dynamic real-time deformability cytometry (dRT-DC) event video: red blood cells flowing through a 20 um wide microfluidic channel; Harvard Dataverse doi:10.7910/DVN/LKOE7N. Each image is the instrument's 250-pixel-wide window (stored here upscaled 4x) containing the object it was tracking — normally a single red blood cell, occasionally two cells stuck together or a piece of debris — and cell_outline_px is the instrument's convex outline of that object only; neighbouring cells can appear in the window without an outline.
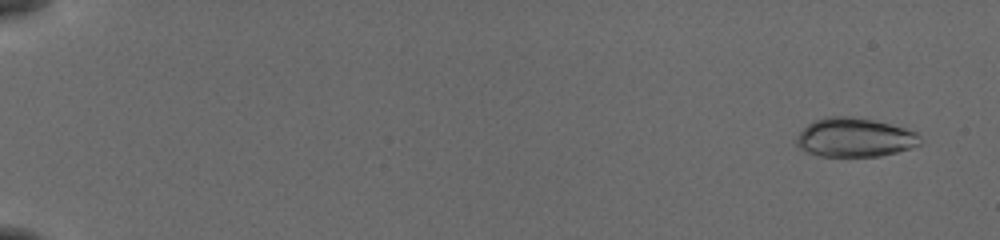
{"species": "common noctule bat (a hibernating species)", "species_latin": "Nyctalus noctula", "temperature_condition": "cold", "stored_images_in_passage": 55, "camera_frame_rate_fps": 3000, "um_per_image_px": 0.085, "animal": {"sex": "female", "body_mass_g": 19.5, "forearm_length_mm": 54.1}, "frame": {"image": 1, "passage_image": 3, "time_ms": 0.667, "image_size_px": [1000, 240], "cell_outline_px": [[924, 140], [920, 144], [896, 152], [880, 156], [820, 156], [808, 152], [800, 148], [796, 144], [796, 136], [812, 120], [824, 116], [852, 116], [872, 120], [904, 128], [916, 132]], "centroid_in_image_um": [72.63, 11.68], "position_along_channel_um": 12.4, "area_um2": 28.09}}
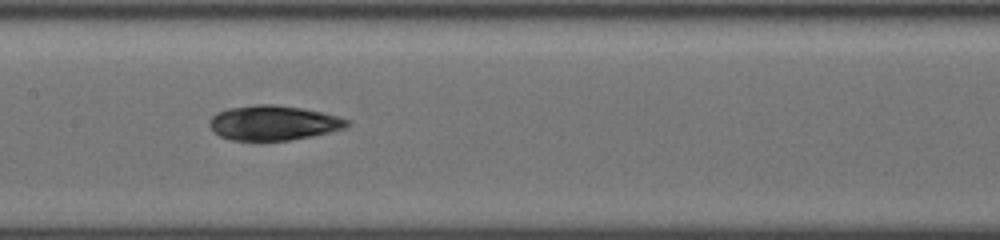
{"frame": {"image": 2, "passage_image": 30, "time_ms": 9.667, "image_size_px": [1000, 240], "cell_outline_px": [[348, 124], [344, 128], [312, 136], [288, 140], [232, 140], [220, 136], [212, 132], [208, 124], [212, 116], [216, 112], [228, 108], [256, 104], [272, 104], [300, 108], [320, 112], [336, 116], [348, 120]], "centroid_in_image_um": [23.16, 10.44], "position_along_channel_um": 184.2, "area_um2": 27.63}}
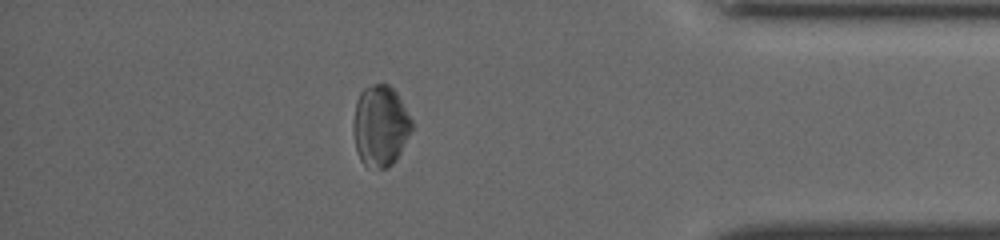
{"frame": {"image": 3, "passage_image": 49, "time_ms": 16.0, "image_size_px": [1000, 240], "cell_outline_px": [[412, 128], [396, 160], [392, 164], [384, 168], [368, 168], [360, 160], [356, 148], [352, 132], [352, 124], [356, 100], [360, 92], [364, 88], [372, 84], [388, 84], [396, 92], [412, 120]], "centroid_in_image_um": [32.29, 10.69], "position_along_channel_um": 402.9, "area_um2": 27.69}, "authors_computed_cell_mechanics": {"area_um2": 27.744, "velocity_mm_per_s": 3.8732, "shape_relaxation_time_tau1_ms": 5.0016, "shape_relaxation_time_tau2_ms": 5.0605, "deformation_change_tau1": 0.0906, "deformation_change_tau2": 0.0703}}